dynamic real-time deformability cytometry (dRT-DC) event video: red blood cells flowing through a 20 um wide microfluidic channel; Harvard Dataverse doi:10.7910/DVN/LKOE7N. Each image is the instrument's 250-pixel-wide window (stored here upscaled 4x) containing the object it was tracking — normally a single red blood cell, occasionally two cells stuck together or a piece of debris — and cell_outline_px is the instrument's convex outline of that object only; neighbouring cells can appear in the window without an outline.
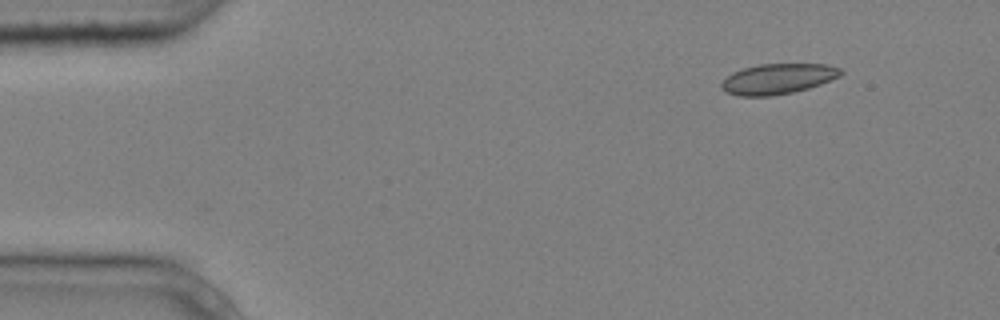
{"species": "common noctule bat (a hibernating species)", "species_latin": "Nyctalus noctula", "temperature_condition": "cold", "stored_images_in_passage": 4, "segment_of_instrument_passage": [1, 2], "camera_frame_rate_fps": 3000, "um_per_image_px": 0.085, "animal": {"sex": "male", "body_mass_g": 20.4}, "frame": {"image": 1, "passage_image": 1, "time_ms": 0.0, "image_size_px": [1000, 320], "cell_outline_px": [[844, 72], [840, 76], [820, 84], [808, 88], [792, 92], [772, 96], [740, 96], [728, 92], [720, 88], [720, 84], [732, 72], [744, 68], [760, 64], [828, 64], [840, 68]], "centroid_in_image_um": [66.13, 6.7], "position_along_channel_um": 18.9, "area_um2": 21.04}}
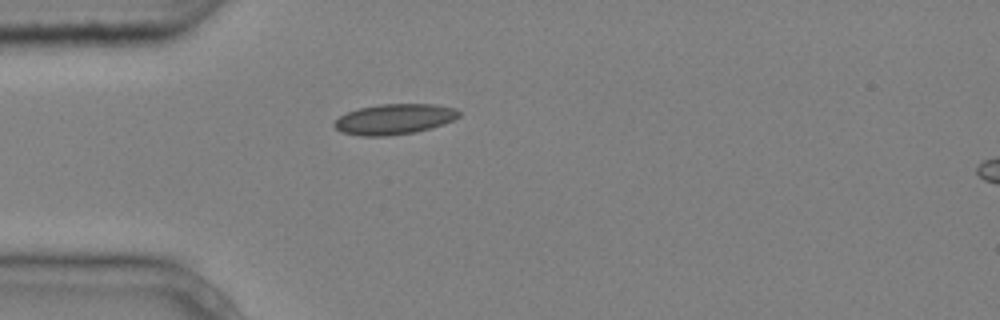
{"frame": {"image": 2, "passage_image": 3, "time_ms": 0.667, "image_size_px": [1000, 320], "cell_outline_px": [[460, 116], [444, 124], [432, 128], [416, 132], [388, 136], [360, 136], [340, 132], [332, 124], [340, 116], [348, 112], [360, 108], [380, 104], [432, 104], [456, 108], [460, 112]], "centroid_in_image_um": [33.52, 10.14], "position_along_channel_um": 51.5, "area_um2": 22.2}}